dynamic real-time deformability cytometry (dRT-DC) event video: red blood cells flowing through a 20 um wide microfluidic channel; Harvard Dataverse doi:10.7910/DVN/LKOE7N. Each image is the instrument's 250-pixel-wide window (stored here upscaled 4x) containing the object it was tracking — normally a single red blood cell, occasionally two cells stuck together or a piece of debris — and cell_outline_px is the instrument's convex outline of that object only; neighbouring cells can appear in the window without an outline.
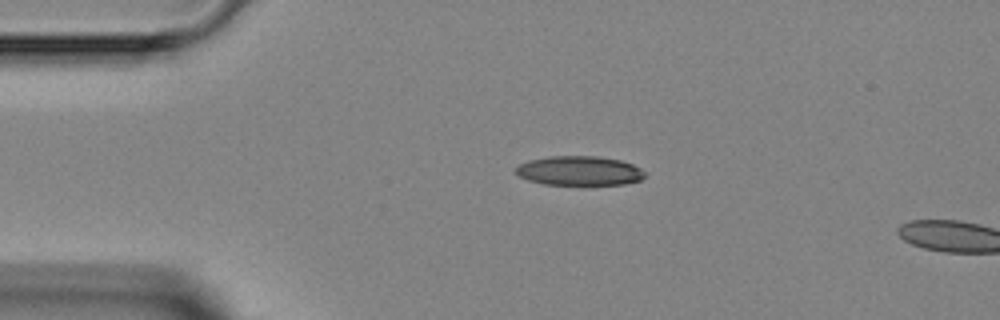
{"species": "Egyptian fruit bat (a non-hibernating species)", "species_latin": "Rousettus aegyptiacus", "temperature_condition": "room temperature", "stored_images_in_passage": 2, "camera_frame_rate_fps": 3000, "um_per_image_px": 0.085, "animal": {"sex": "female"}, "frame": {"image": 1, "passage_image": 1, "time_ms": 0.0, "image_size_px": [1000, 320], "cell_outline_px": [[644, 176], [640, 180], [624, 184], [544, 184], [528, 180], [520, 176], [512, 168], [528, 160], [548, 156], [600, 156], [620, 160], [632, 164], [640, 168], [644, 172]], "centroid_in_image_um": [49.21, 14.5], "position_along_channel_um": 35.8, "area_um2": 22.02}}